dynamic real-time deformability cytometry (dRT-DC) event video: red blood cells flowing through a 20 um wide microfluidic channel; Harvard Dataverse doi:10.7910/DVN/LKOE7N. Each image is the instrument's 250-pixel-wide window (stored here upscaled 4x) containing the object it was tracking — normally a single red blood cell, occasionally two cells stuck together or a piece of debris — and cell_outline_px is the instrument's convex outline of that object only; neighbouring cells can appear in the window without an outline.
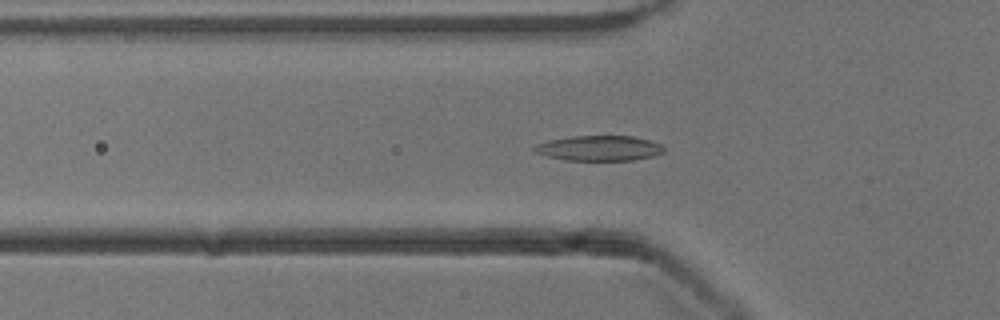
{"species": "common noctule bat (a hibernating species)", "species_latin": "Nyctalus noctula", "temperature_condition": "cold", "stored_images_in_passage": 52, "camera_frame_rate_fps": 3000, "um_per_image_px": 0.085, "animal": {"sex": "male", "body_mass_g": 13.3}, "frame": {"image": 1, "passage_image": 17, "time_ms": 5.333, "image_size_px": [1000, 320], "cell_outline_px": [[664, 152], [652, 156], [632, 160], [568, 160], [548, 156], [536, 152], [532, 148], [536, 144], [548, 140], [572, 136], [632, 136], [648, 140], [660, 144], [664, 148]], "centroid_in_image_um": [50.92, 12.59], "position_along_channel_um": 74.9, "area_um2": 18.79}}
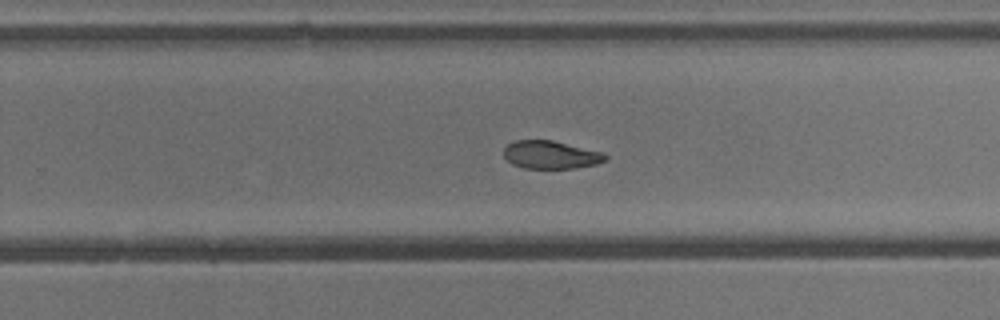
{"frame": {"image": 2, "passage_image": 33, "time_ms": 10.667, "image_size_px": [1000, 320], "cell_outline_px": [[608, 160], [596, 164], [576, 168], [524, 168], [512, 164], [504, 156], [504, 148], [512, 140], [552, 140], [604, 152], [608, 156]], "centroid_in_image_um": [46.84, 13.15], "position_along_channel_um": 283.0, "area_um2": 16.7}}
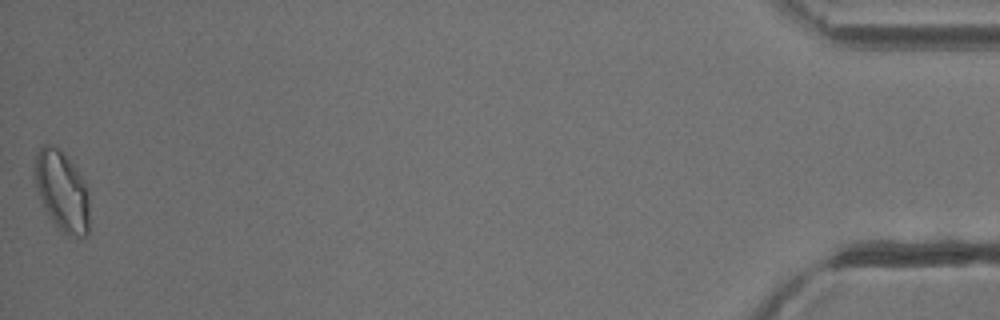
{"frame": {"image": 3, "passage_image": 52, "time_ms": 17.0, "image_size_px": [1000, 320], "cell_outline_px": [[88, 236], [80, 240], [64, 232], [52, 220], [40, 196], [36, 184], [36, 152], [44, 144], [56, 144], [64, 152], [84, 180], [88, 192]], "centroid_in_image_um": [5.31, 16.22], "position_along_channel_um": 429.9, "area_um2": 25.2}, "authors_computed_cell_mechanics": {"area_um2": 18.2359, "velocity_mm_per_s": 3.8925, "shape_relaxation_time_tau1_ms": 5.1967, "shape_relaxation_time_tau2_ms": 3.7006, "deformation_change_tau1": 0.1516, "deformation_change_tau2": 0.0923}}